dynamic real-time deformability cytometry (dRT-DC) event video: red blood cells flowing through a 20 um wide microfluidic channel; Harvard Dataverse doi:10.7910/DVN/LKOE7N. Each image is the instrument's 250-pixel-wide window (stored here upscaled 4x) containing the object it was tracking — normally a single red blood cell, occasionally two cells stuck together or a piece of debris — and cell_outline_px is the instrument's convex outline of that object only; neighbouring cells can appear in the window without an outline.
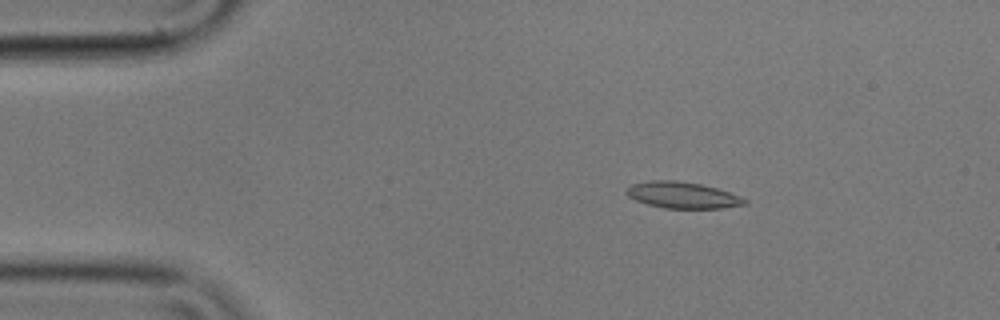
{"species": "common noctule bat (a hibernating species)", "species_latin": "Nyctalus noctula", "temperature_condition": "cold", "stored_images_in_passage": 29, "camera_frame_rate_fps": 3000, "um_per_image_px": 0.085, "animal": {"sex": "male", "body_mass_g": 17.9}, "frame": {"image": 1, "passage_image": 1, "time_ms": 0.0, "image_size_px": [1000, 320], "cell_outline_px": [[748, 204], [724, 208], [664, 208], [648, 204], [636, 200], [628, 196], [624, 192], [632, 184], [648, 180], [676, 180], [700, 184], [716, 188], [740, 196], [748, 200]], "centroid_in_image_um": [58.02, 16.58], "position_along_channel_um": 27.0, "area_um2": 18.15}}
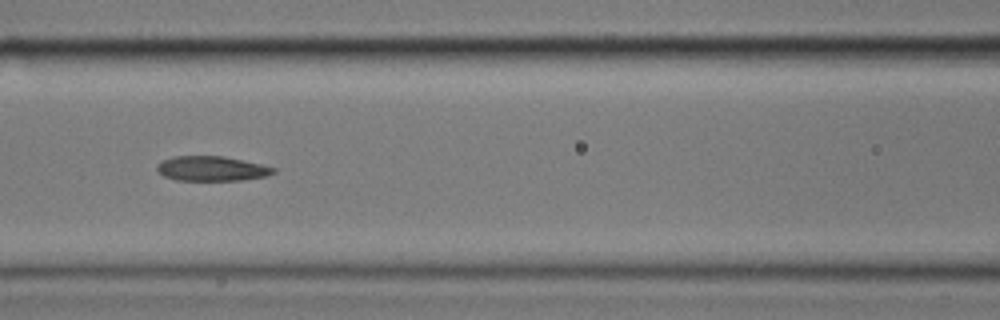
{"frame": {"image": 2, "passage_image": 16, "time_ms": 5.0, "image_size_px": [1000, 320], "cell_outline_px": [[276, 172], [268, 176], [240, 180], [176, 180], [164, 176], [156, 168], [156, 164], [160, 160], [172, 156], [224, 156], [260, 164], [276, 168]], "centroid_in_image_um": [17.97, 14.32], "position_along_channel_um": 148.6, "area_um2": 16.88}}
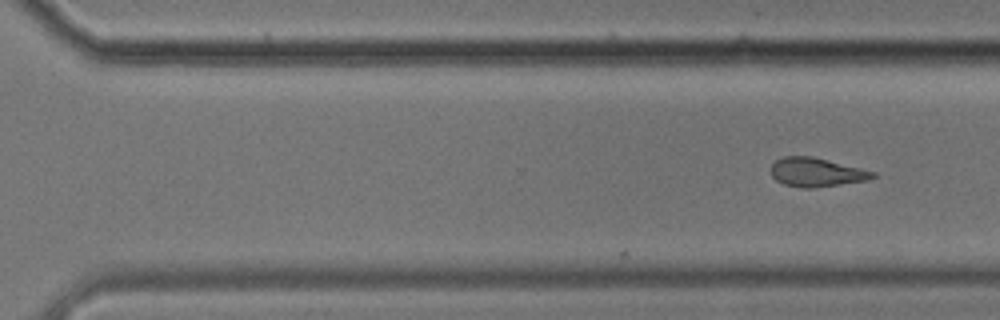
{"frame": {"image": 3, "passage_image": 29, "time_ms": 9.333, "image_size_px": [1000, 320], "cell_outline_px": [[876, 176], [868, 180], [812, 188], [804, 188], [784, 184], [776, 180], [772, 176], [772, 164], [776, 160], [784, 156], [812, 156], [876, 172]], "centroid_in_image_um": [69.39, 14.64], "position_along_channel_um": 301.2, "area_um2": 16.94}}